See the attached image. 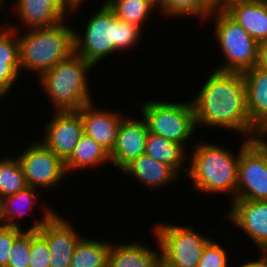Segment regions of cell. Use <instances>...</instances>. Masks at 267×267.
<instances>
[{"mask_svg": "<svg viewBox=\"0 0 267 267\" xmlns=\"http://www.w3.org/2000/svg\"><path fill=\"white\" fill-rule=\"evenodd\" d=\"M4 5V0H0V10L2 9L1 7H3Z\"/></svg>", "mask_w": 267, "mask_h": 267, "instance_id": "37", "label": "cell"}, {"mask_svg": "<svg viewBox=\"0 0 267 267\" xmlns=\"http://www.w3.org/2000/svg\"><path fill=\"white\" fill-rule=\"evenodd\" d=\"M21 67L20 63H0V96L11 89L19 77Z\"/></svg>", "mask_w": 267, "mask_h": 267, "instance_id": "33", "label": "cell"}, {"mask_svg": "<svg viewBox=\"0 0 267 267\" xmlns=\"http://www.w3.org/2000/svg\"><path fill=\"white\" fill-rule=\"evenodd\" d=\"M236 199L267 201V142L262 136L241 147Z\"/></svg>", "mask_w": 267, "mask_h": 267, "instance_id": "9", "label": "cell"}, {"mask_svg": "<svg viewBox=\"0 0 267 267\" xmlns=\"http://www.w3.org/2000/svg\"><path fill=\"white\" fill-rule=\"evenodd\" d=\"M23 232L21 228L0 224V267H7L13 244Z\"/></svg>", "mask_w": 267, "mask_h": 267, "instance_id": "32", "label": "cell"}, {"mask_svg": "<svg viewBox=\"0 0 267 267\" xmlns=\"http://www.w3.org/2000/svg\"><path fill=\"white\" fill-rule=\"evenodd\" d=\"M140 108L148 132L181 144L183 147L184 142L191 138L195 131L196 122L191 101L168 103L150 100Z\"/></svg>", "mask_w": 267, "mask_h": 267, "instance_id": "7", "label": "cell"}, {"mask_svg": "<svg viewBox=\"0 0 267 267\" xmlns=\"http://www.w3.org/2000/svg\"><path fill=\"white\" fill-rule=\"evenodd\" d=\"M257 0H212L211 7L213 12H227L233 6L244 3H251Z\"/></svg>", "mask_w": 267, "mask_h": 267, "instance_id": "34", "label": "cell"}, {"mask_svg": "<svg viewBox=\"0 0 267 267\" xmlns=\"http://www.w3.org/2000/svg\"><path fill=\"white\" fill-rule=\"evenodd\" d=\"M17 33L14 26L0 28V63H20Z\"/></svg>", "mask_w": 267, "mask_h": 267, "instance_id": "28", "label": "cell"}, {"mask_svg": "<svg viewBox=\"0 0 267 267\" xmlns=\"http://www.w3.org/2000/svg\"><path fill=\"white\" fill-rule=\"evenodd\" d=\"M45 210L44 218L29 230H37L47 240L50 267H70L75 246L81 238L64 218L50 208Z\"/></svg>", "mask_w": 267, "mask_h": 267, "instance_id": "11", "label": "cell"}, {"mask_svg": "<svg viewBox=\"0 0 267 267\" xmlns=\"http://www.w3.org/2000/svg\"><path fill=\"white\" fill-rule=\"evenodd\" d=\"M226 13L258 43L267 40V0L238 4Z\"/></svg>", "mask_w": 267, "mask_h": 267, "instance_id": "19", "label": "cell"}, {"mask_svg": "<svg viewBox=\"0 0 267 267\" xmlns=\"http://www.w3.org/2000/svg\"><path fill=\"white\" fill-rule=\"evenodd\" d=\"M105 3L119 20L142 28V23L150 12L157 7L153 0H106Z\"/></svg>", "mask_w": 267, "mask_h": 267, "instance_id": "25", "label": "cell"}, {"mask_svg": "<svg viewBox=\"0 0 267 267\" xmlns=\"http://www.w3.org/2000/svg\"><path fill=\"white\" fill-rule=\"evenodd\" d=\"M154 233L158 240L160 267H197L206 245L211 241L194 229L157 224Z\"/></svg>", "mask_w": 267, "mask_h": 267, "instance_id": "8", "label": "cell"}, {"mask_svg": "<svg viewBox=\"0 0 267 267\" xmlns=\"http://www.w3.org/2000/svg\"><path fill=\"white\" fill-rule=\"evenodd\" d=\"M243 79L251 125L264 137L267 133V70L255 65L243 72Z\"/></svg>", "mask_w": 267, "mask_h": 267, "instance_id": "17", "label": "cell"}, {"mask_svg": "<svg viewBox=\"0 0 267 267\" xmlns=\"http://www.w3.org/2000/svg\"><path fill=\"white\" fill-rule=\"evenodd\" d=\"M184 149L181 144L148 132L145 153L153 160L171 166L177 173L186 156Z\"/></svg>", "mask_w": 267, "mask_h": 267, "instance_id": "22", "label": "cell"}, {"mask_svg": "<svg viewBox=\"0 0 267 267\" xmlns=\"http://www.w3.org/2000/svg\"><path fill=\"white\" fill-rule=\"evenodd\" d=\"M148 127L145 119L124 117L118 128L114 148L109 153L110 162L122 169L133 159L145 153Z\"/></svg>", "mask_w": 267, "mask_h": 267, "instance_id": "15", "label": "cell"}, {"mask_svg": "<svg viewBox=\"0 0 267 267\" xmlns=\"http://www.w3.org/2000/svg\"><path fill=\"white\" fill-rule=\"evenodd\" d=\"M30 230L24 232L15 240L7 267H29Z\"/></svg>", "mask_w": 267, "mask_h": 267, "instance_id": "30", "label": "cell"}, {"mask_svg": "<svg viewBox=\"0 0 267 267\" xmlns=\"http://www.w3.org/2000/svg\"><path fill=\"white\" fill-rule=\"evenodd\" d=\"M121 171L134 176L141 183L156 188L177 179L178 173L169 165L150 158L146 153L130 161Z\"/></svg>", "mask_w": 267, "mask_h": 267, "instance_id": "18", "label": "cell"}, {"mask_svg": "<svg viewBox=\"0 0 267 267\" xmlns=\"http://www.w3.org/2000/svg\"><path fill=\"white\" fill-rule=\"evenodd\" d=\"M81 3L72 0H17L16 11L24 26L30 27L28 29L49 28L65 20L67 11L77 9Z\"/></svg>", "mask_w": 267, "mask_h": 267, "instance_id": "14", "label": "cell"}, {"mask_svg": "<svg viewBox=\"0 0 267 267\" xmlns=\"http://www.w3.org/2000/svg\"><path fill=\"white\" fill-rule=\"evenodd\" d=\"M111 243L80 239L75 246L70 267H108Z\"/></svg>", "mask_w": 267, "mask_h": 267, "instance_id": "23", "label": "cell"}, {"mask_svg": "<svg viewBox=\"0 0 267 267\" xmlns=\"http://www.w3.org/2000/svg\"><path fill=\"white\" fill-rule=\"evenodd\" d=\"M228 217L267 257V201L235 199Z\"/></svg>", "mask_w": 267, "mask_h": 267, "instance_id": "13", "label": "cell"}, {"mask_svg": "<svg viewBox=\"0 0 267 267\" xmlns=\"http://www.w3.org/2000/svg\"><path fill=\"white\" fill-rule=\"evenodd\" d=\"M241 267H267V257L261 256L258 260L244 264Z\"/></svg>", "mask_w": 267, "mask_h": 267, "instance_id": "36", "label": "cell"}, {"mask_svg": "<svg viewBox=\"0 0 267 267\" xmlns=\"http://www.w3.org/2000/svg\"><path fill=\"white\" fill-rule=\"evenodd\" d=\"M193 100L196 126H222L248 139L262 136L250 122L243 73L216 69Z\"/></svg>", "mask_w": 267, "mask_h": 267, "instance_id": "1", "label": "cell"}, {"mask_svg": "<svg viewBox=\"0 0 267 267\" xmlns=\"http://www.w3.org/2000/svg\"><path fill=\"white\" fill-rule=\"evenodd\" d=\"M110 161L109 152L106 151L93 138L83 134L71 156L65 161L66 171L89 166H97Z\"/></svg>", "mask_w": 267, "mask_h": 267, "instance_id": "21", "label": "cell"}, {"mask_svg": "<svg viewBox=\"0 0 267 267\" xmlns=\"http://www.w3.org/2000/svg\"><path fill=\"white\" fill-rule=\"evenodd\" d=\"M28 187L18 158L0 160V200Z\"/></svg>", "mask_w": 267, "mask_h": 267, "instance_id": "26", "label": "cell"}, {"mask_svg": "<svg viewBox=\"0 0 267 267\" xmlns=\"http://www.w3.org/2000/svg\"><path fill=\"white\" fill-rule=\"evenodd\" d=\"M88 21L84 36L75 31V52L94 67L116 50L135 45L142 33L140 27L119 20L106 3Z\"/></svg>", "mask_w": 267, "mask_h": 267, "instance_id": "2", "label": "cell"}, {"mask_svg": "<svg viewBox=\"0 0 267 267\" xmlns=\"http://www.w3.org/2000/svg\"><path fill=\"white\" fill-rule=\"evenodd\" d=\"M53 114L42 143L65 162L84 134L83 123L78 111H55Z\"/></svg>", "mask_w": 267, "mask_h": 267, "instance_id": "12", "label": "cell"}, {"mask_svg": "<svg viewBox=\"0 0 267 267\" xmlns=\"http://www.w3.org/2000/svg\"><path fill=\"white\" fill-rule=\"evenodd\" d=\"M94 66L73 52L53 68L40 75L46 94L55 105L53 111H78L92 99L87 83V72Z\"/></svg>", "mask_w": 267, "mask_h": 267, "instance_id": "3", "label": "cell"}, {"mask_svg": "<svg viewBox=\"0 0 267 267\" xmlns=\"http://www.w3.org/2000/svg\"><path fill=\"white\" fill-rule=\"evenodd\" d=\"M72 1L73 2H79V1H82L83 2L84 0H72Z\"/></svg>", "mask_w": 267, "mask_h": 267, "instance_id": "38", "label": "cell"}, {"mask_svg": "<svg viewBox=\"0 0 267 267\" xmlns=\"http://www.w3.org/2000/svg\"><path fill=\"white\" fill-rule=\"evenodd\" d=\"M36 191H37L36 188L28 186L14 195L7 196L1 199L0 224L5 226L21 228V226L19 225L20 221L16 222L14 219L16 216L22 217L24 213L32 211V206L38 200L37 195L35 194L37 193ZM18 205L20 206V208H18ZM23 205L24 209L28 207L25 211L21 209V206L23 208Z\"/></svg>", "mask_w": 267, "mask_h": 267, "instance_id": "24", "label": "cell"}, {"mask_svg": "<svg viewBox=\"0 0 267 267\" xmlns=\"http://www.w3.org/2000/svg\"><path fill=\"white\" fill-rule=\"evenodd\" d=\"M197 267H228L226 251L211 240L204 248Z\"/></svg>", "mask_w": 267, "mask_h": 267, "instance_id": "31", "label": "cell"}, {"mask_svg": "<svg viewBox=\"0 0 267 267\" xmlns=\"http://www.w3.org/2000/svg\"><path fill=\"white\" fill-rule=\"evenodd\" d=\"M18 159L27 185L32 188L55 186L66 174L65 162L42 142L31 143Z\"/></svg>", "mask_w": 267, "mask_h": 267, "instance_id": "10", "label": "cell"}, {"mask_svg": "<svg viewBox=\"0 0 267 267\" xmlns=\"http://www.w3.org/2000/svg\"><path fill=\"white\" fill-rule=\"evenodd\" d=\"M157 7L166 16H199L200 19L211 17L213 12L209 0H160Z\"/></svg>", "mask_w": 267, "mask_h": 267, "instance_id": "27", "label": "cell"}, {"mask_svg": "<svg viewBox=\"0 0 267 267\" xmlns=\"http://www.w3.org/2000/svg\"><path fill=\"white\" fill-rule=\"evenodd\" d=\"M256 66L267 70V40L258 43V61Z\"/></svg>", "mask_w": 267, "mask_h": 267, "instance_id": "35", "label": "cell"}, {"mask_svg": "<svg viewBox=\"0 0 267 267\" xmlns=\"http://www.w3.org/2000/svg\"><path fill=\"white\" fill-rule=\"evenodd\" d=\"M211 15L215 16V36L227 60L217 70L243 73L252 69L258 61V42L226 12Z\"/></svg>", "mask_w": 267, "mask_h": 267, "instance_id": "6", "label": "cell"}, {"mask_svg": "<svg viewBox=\"0 0 267 267\" xmlns=\"http://www.w3.org/2000/svg\"><path fill=\"white\" fill-rule=\"evenodd\" d=\"M139 243L113 246L108 257V267H160V254Z\"/></svg>", "mask_w": 267, "mask_h": 267, "instance_id": "20", "label": "cell"}, {"mask_svg": "<svg viewBox=\"0 0 267 267\" xmlns=\"http://www.w3.org/2000/svg\"><path fill=\"white\" fill-rule=\"evenodd\" d=\"M92 107L94 106L91 102L78 110L84 134L93 138L110 153L116 142L118 128L125 116L114 111L95 110V108L93 110Z\"/></svg>", "mask_w": 267, "mask_h": 267, "instance_id": "16", "label": "cell"}, {"mask_svg": "<svg viewBox=\"0 0 267 267\" xmlns=\"http://www.w3.org/2000/svg\"><path fill=\"white\" fill-rule=\"evenodd\" d=\"M50 258L47 240L37 230H30L29 267H50Z\"/></svg>", "mask_w": 267, "mask_h": 267, "instance_id": "29", "label": "cell"}, {"mask_svg": "<svg viewBox=\"0 0 267 267\" xmlns=\"http://www.w3.org/2000/svg\"><path fill=\"white\" fill-rule=\"evenodd\" d=\"M212 143H199L194 148L187 176L199 192H224L236 199L239 155Z\"/></svg>", "mask_w": 267, "mask_h": 267, "instance_id": "5", "label": "cell"}, {"mask_svg": "<svg viewBox=\"0 0 267 267\" xmlns=\"http://www.w3.org/2000/svg\"><path fill=\"white\" fill-rule=\"evenodd\" d=\"M64 22L65 20L49 28L29 29L28 33L19 36L22 70L38 71L40 76L75 52V30Z\"/></svg>", "mask_w": 267, "mask_h": 267, "instance_id": "4", "label": "cell"}]
</instances>
